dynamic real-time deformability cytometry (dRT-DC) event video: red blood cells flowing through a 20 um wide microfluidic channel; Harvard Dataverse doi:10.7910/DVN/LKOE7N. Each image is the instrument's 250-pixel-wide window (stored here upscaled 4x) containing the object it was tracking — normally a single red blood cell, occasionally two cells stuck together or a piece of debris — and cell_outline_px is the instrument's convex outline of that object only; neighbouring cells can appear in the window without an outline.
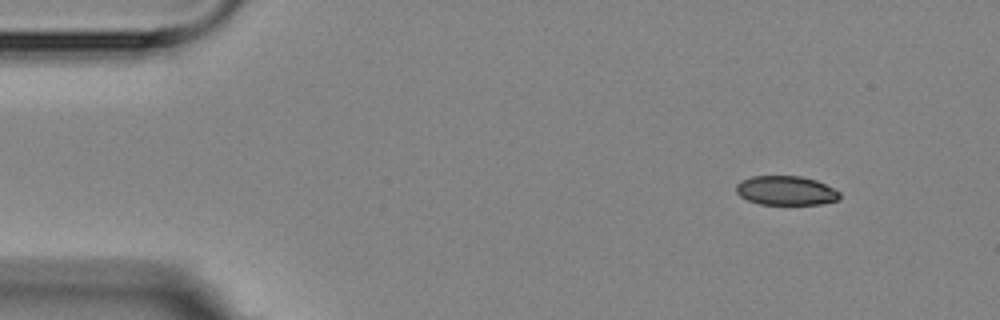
{"species": "Egyptian fruit bat (a non-hibernating species)", "species_latin": "Rousettus aegyptiacus", "temperature_condition": "room temperature", "stored_images_in_passage": 4, "camera_frame_rate_fps": 3000, "um_per_image_px": 0.085, "animal": {"sex": "female"}, "frame": {"image": 1, "passage_image": 1, "time_ms": 0.0, "image_size_px": [1000, 320], "cell_outline_px": [[840, 200], [820, 204], [760, 204], [748, 200], [740, 196], [736, 192], [736, 184], [740, 180], [752, 176], [800, 176], [816, 180], [840, 192]], "centroid_in_image_um": [66.79, 16.2], "position_along_channel_um": 18.2, "area_um2": 17.63}}